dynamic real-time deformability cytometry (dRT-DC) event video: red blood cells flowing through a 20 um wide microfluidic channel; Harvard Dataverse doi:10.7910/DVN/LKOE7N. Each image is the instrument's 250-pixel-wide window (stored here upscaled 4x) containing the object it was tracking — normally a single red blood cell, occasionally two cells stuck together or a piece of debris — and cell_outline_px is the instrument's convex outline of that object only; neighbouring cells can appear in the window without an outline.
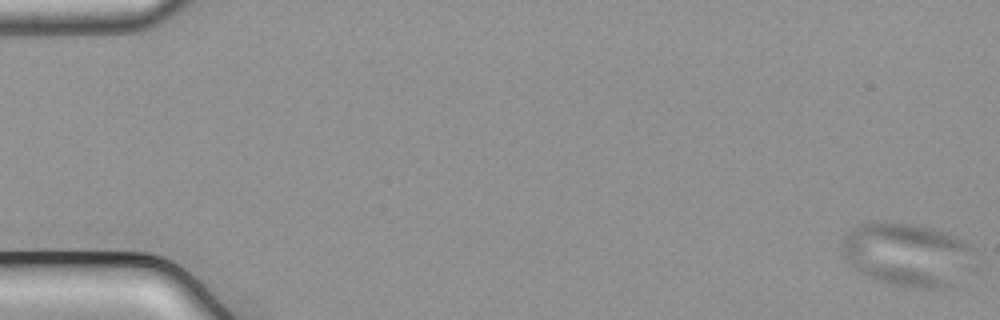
{"species": "common noctule bat (a hibernating species)", "species_latin": "Nyctalus noctula", "temperature_condition": "cold", "stored_images_in_passage": 11, "camera_frame_rate_fps": 3000, "um_per_image_px": 0.085, "animal": {"sex": "male", "body_mass_g": 21.5, "forearm_length_mm": 52.0}, "frame": {"image": 1, "passage_image": 1, "time_ms": 0.0, "image_size_px": [1000, 320], "cell_outline_px": [[976, 248], [956, 288], [908, 288], [892, 284], [868, 276], [860, 272], [848, 264], [840, 252], [840, 244], [848, 232], [852, 228], [860, 224], [876, 220], [916, 224], [932, 228], [956, 236], [964, 240]], "centroid_in_image_um": [77.09, 21.62], "position_along_channel_um": 7.9, "area_um2": 49.65}}